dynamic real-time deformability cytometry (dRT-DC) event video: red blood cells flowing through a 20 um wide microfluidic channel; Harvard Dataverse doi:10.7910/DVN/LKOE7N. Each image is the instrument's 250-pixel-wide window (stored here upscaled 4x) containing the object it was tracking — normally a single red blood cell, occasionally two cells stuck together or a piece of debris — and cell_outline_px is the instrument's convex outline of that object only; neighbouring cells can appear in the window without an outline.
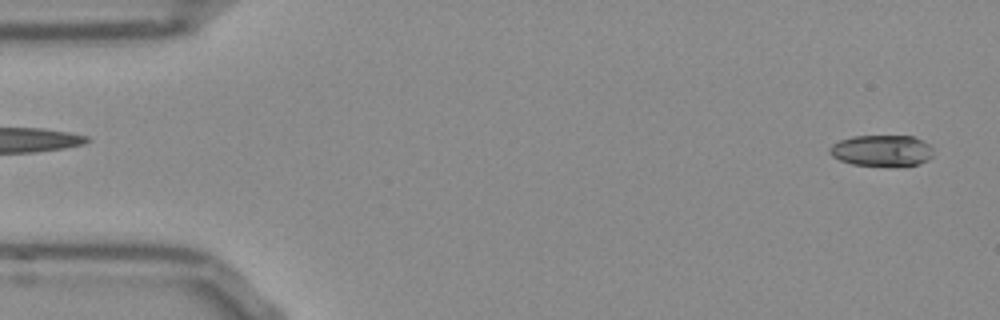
{"species": "Egyptian fruit bat (a non-hibernating species)", "species_latin": "Rousettus aegyptiacus", "temperature_condition": "room temperature", "stored_images_in_passage": 49, "camera_frame_rate_fps": 3000, "um_per_image_px": 0.085, "frame": {"image": 1, "passage_image": 2, "time_ms": 0.333, "image_size_px": [1000, 320], "cell_outline_px": [[932, 156], [928, 160], [920, 164], [900, 168], [888, 168], [852, 164], [840, 160], [832, 156], [828, 152], [828, 148], [832, 144], [840, 140], [852, 136], [912, 136], [924, 140], [932, 148]], "centroid_in_image_um": [74.97, 12.84], "position_along_channel_um": 10.0, "area_um2": 19.65}}
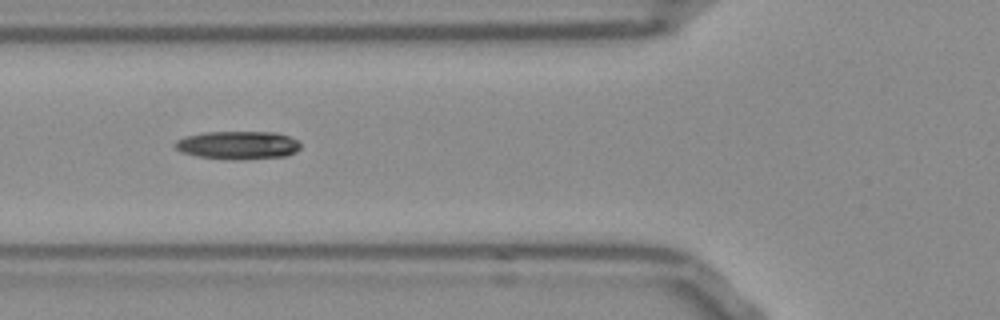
{"frame": {"image": 2, "passage_image": 19, "time_ms": 6.0, "image_size_px": [1000, 320], "cell_outline_px": [[300, 148], [296, 152], [284, 156], [236, 160], [200, 156], [180, 152], [172, 144], [176, 140], [184, 136], [204, 132], [276, 132], [300, 140]], "centroid_in_image_um": [20.22, 12.33], "position_along_channel_um": 105.6, "area_um2": 20.69}}
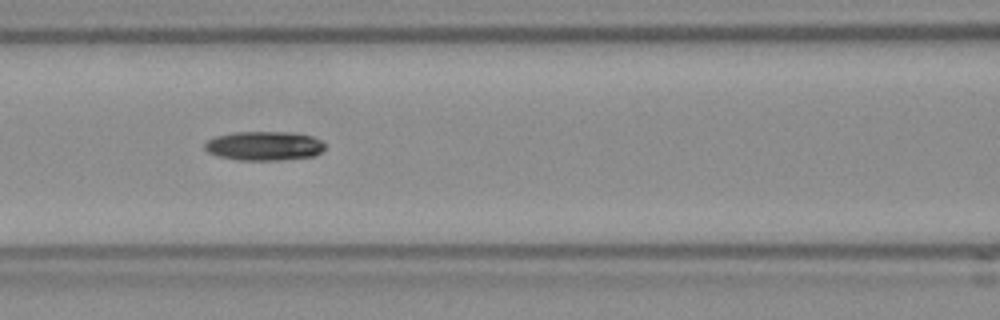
{"frame": {"image": 3, "passage_image": 22, "time_ms": 7.0, "image_size_px": [1000, 320], "cell_outline_px": [[324, 148], [320, 152], [312, 156], [280, 160], [240, 160], [216, 156], [208, 152], [204, 148], [204, 144], [208, 140], [216, 136], [236, 132], [288, 132], [312, 136], [320, 140], [324, 144]], "centroid_in_image_um": [22.42, 12.4], "position_along_channel_um": 144.2, "area_um2": 20.29}, "authors_computed_cell_mechanics": {"area_um2": 20.4034, "velocity_mm_per_s": 3.8, "shape_relaxation_time_tau1_ms": 7.2521, "shape_relaxation_time_tau2_ms": null, "deformation_change_tau1": 0.1755, "deformation_change_tau2": null}}